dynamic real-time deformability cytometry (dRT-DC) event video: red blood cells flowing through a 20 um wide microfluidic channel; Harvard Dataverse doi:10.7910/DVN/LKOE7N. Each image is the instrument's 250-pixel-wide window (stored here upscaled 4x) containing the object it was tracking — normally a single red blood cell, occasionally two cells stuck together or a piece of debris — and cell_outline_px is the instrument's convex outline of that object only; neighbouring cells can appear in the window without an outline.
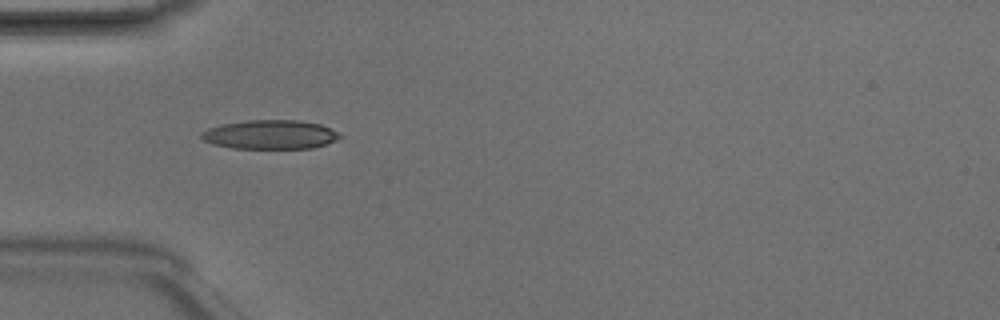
{"species": "Egyptian fruit bat (a non-hibernating species)", "species_latin": "Rousettus aegyptiacus", "temperature_condition": "room temperature", "stored_images_in_passage": 3, "camera_frame_rate_fps": 3000, "um_per_image_px": 0.085, "animal": {"sex": "male"}, "frame": {"image": 1, "passage_image": 3, "time_ms": 0.667, "image_size_px": [1000, 320], "cell_outline_px": [[344, 136], [336, 140], [312, 148], [232, 148], [212, 144], [204, 140], [200, 136], [200, 132], [208, 128], [224, 124], [248, 120], [296, 120], [320, 124], [340, 132]], "centroid_in_image_um": [22.98, 11.44], "position_along_channel_um": 62.0, "area_um2": 23.41}}